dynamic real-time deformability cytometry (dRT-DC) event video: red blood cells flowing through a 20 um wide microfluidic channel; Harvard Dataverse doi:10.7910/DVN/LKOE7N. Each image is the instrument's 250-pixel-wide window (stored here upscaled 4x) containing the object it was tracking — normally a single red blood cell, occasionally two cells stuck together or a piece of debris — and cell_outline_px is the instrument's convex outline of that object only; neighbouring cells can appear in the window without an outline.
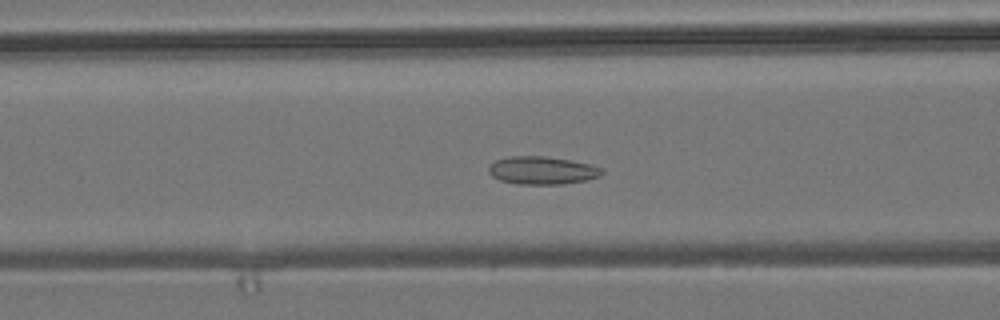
{"species": "common noctule bat (a hibernating species)", "species_latin": "Nyctalus noctula", "temperature_condition": "room temperature", "stored_images_in_passage": 45, "camera_frame_rate_fps": 3000, "um_per_image_px": 0.085, "animal": {"sex": "male", "body_mass_g": 19.2, "forearm_length_mm": 51.8}, "frame": {"image": 1, "passage_image": 19, "time_ms": 6.0, "image_size_px": [1000, 320], "cell_outline_px": [[604, 172], [600, 176], [584, 180], [560, 184], [516, 184], [500, 180], [492, 176], [488, 172], [488, 168], [496, 160], [508, 156], [544, 156], [572, 160], [588, 164], [600, 168]], "centroid_in_image_um": [46.05, 14.48], "position_along_channel_um": 120.6, "area_um2": 18.26}}
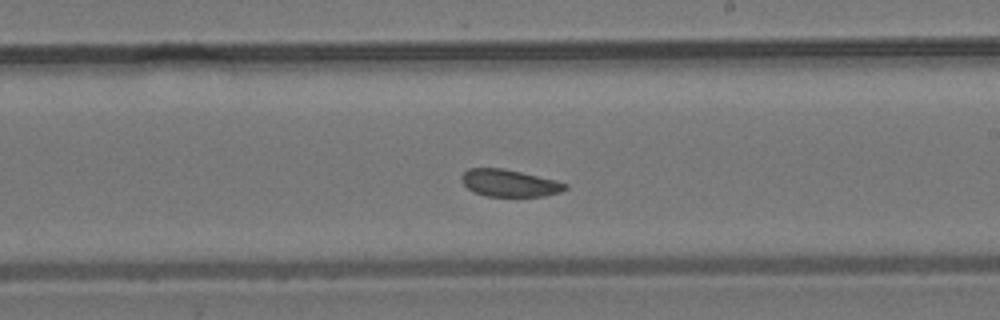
{"frame": {"image": 2, "passage_image": 29, "time_ms": 9.333, "image_size_px": [1000, 320], "cell_outline_px": [[568, 188], [560, 192], [544, 196], [488, 196], [472, 192], [460, 180], [460, 176], [468, 168], [500, 168], [520, 172], [556, 180], [568, 184]], "centroid_in_image_um": [43.28, 15.56], "position_along_channel_um": 245.7, "area_um2": 16.36}}
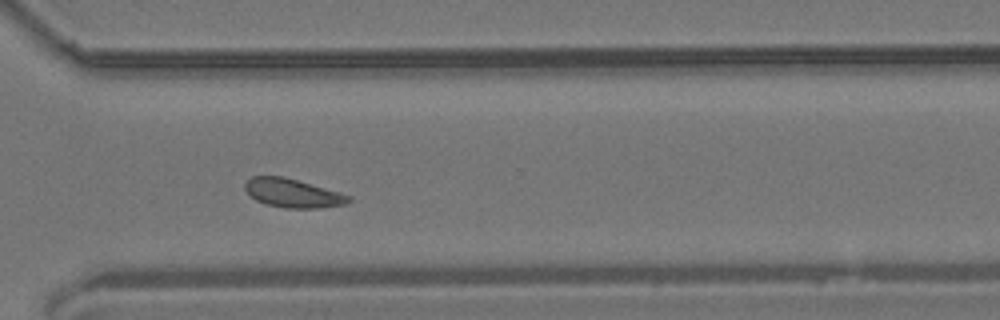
{"frame": {"image": 3, "passage_image": 37, "time_ms": 12.0, "image_size_px": [1000, 320], "cell_outline_px": [[352, 200], [344, 204], [320, 208], [288, 208], [264, 204], [256, 200], [244, 188], [244, 184], [252, 176], [284, 176], [352, 196]], "centroid_in_image_um": [24.88, 16.42], "position_along_channel_um": 345.7, "area_um2": 17.22}, "authors_computed_cell_mechanics": {"area_um2": 17.918, "velocity_mm_per_s": 3.7545, "shape_relaxation_time_tau1_ms": null, "shape_relaxation_time_tau2_ms": 2.9761, "deformation_change_tau1": null, "deformation_change_tau2": 0.0748}}